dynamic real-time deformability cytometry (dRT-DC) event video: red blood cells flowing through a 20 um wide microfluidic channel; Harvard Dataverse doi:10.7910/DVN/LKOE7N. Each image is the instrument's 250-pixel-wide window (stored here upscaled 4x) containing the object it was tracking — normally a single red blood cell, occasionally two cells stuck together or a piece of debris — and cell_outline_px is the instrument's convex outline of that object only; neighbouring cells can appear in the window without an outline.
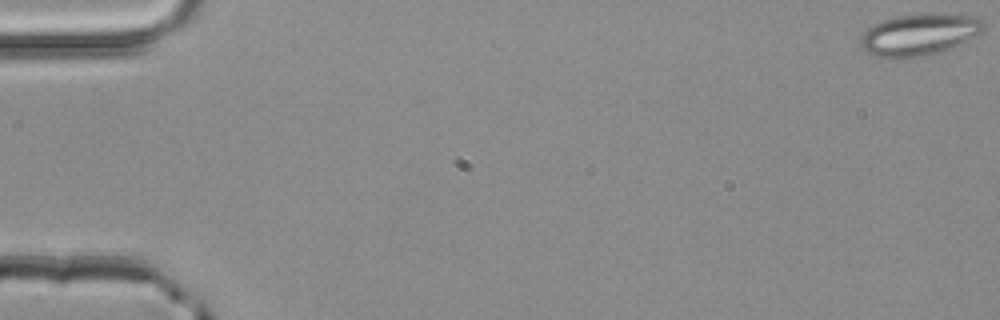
{"species": "common noctule bat (a hibernating species)", "species_latin": "Nyctalus noctula", "temperature_condition": "room temperature", "stored_images_in_passage": 52, "camera_frame_rate_fps": 3000, "um_per_image_px": 0.085, "animal": {"sex": "male", "body_mass_g": 20.4}, "frame": {"image": 1, "passage_image": 1, "time_ms": 0.0, "image_size_px": [1000, 320], "cell_outline_px": [[984, 28], [980, 32], [960, 44], [940, 52], [896, 60], [872, 56], [860, 44], [860, 36], [868, 28], [880, 20], [896, 16], [980, 16], [984, 20]], "centroid_in_image_um": [78.06, 2.99], "position_along_channel_um": 6.9, "area_um2": 29.25}}
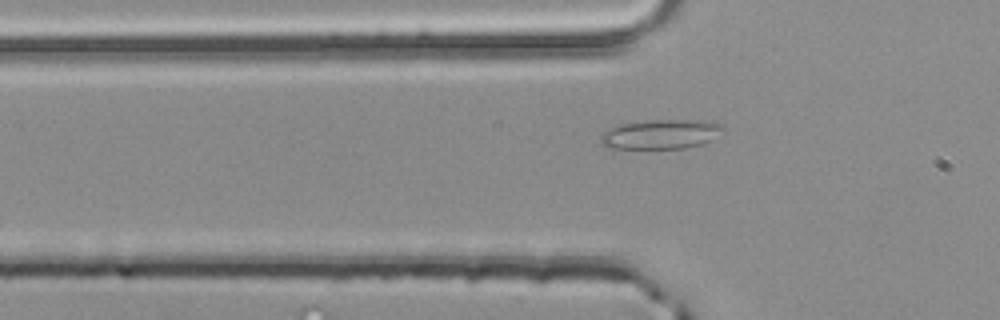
{"frame": {"image": 2, "passage_image": 18, "time_ms": 5.667, "image_size_px": [1000, 320], "cell_outline_px": [[724, 128], [708, 140], [700, 144], [684, 148], [612, 148], [604, 144], [600, 140], [600, 136], [604, 132], [620, 124], [648, 120], [704, 120], [724, 124]], "centroid_in_image_um": [56.16, 11.39], "position_along_channel_um": 69.6, "area_um2": 20.58}}
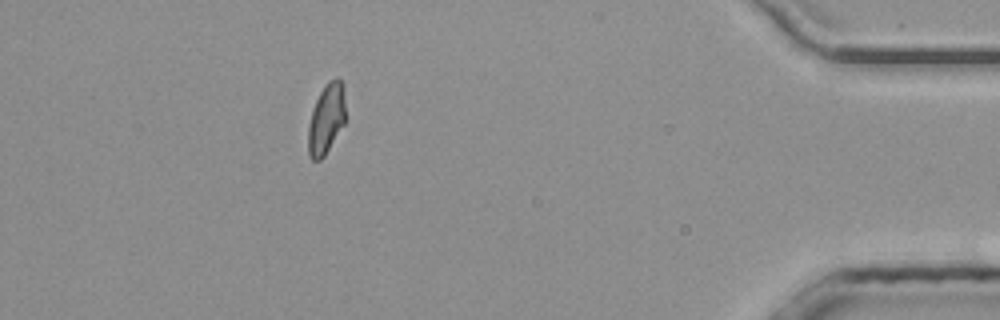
{"frame": {"image": 3, "passage_image": 47, "time_ms": 15.333, "image_size_px": [1000, 320], "cell_outline_px": [[348, 120], [324, 156], [320, 160], [312, 160], [308, 156], [308, 124], [312, 108], [324, 84], [328, 80], [336, 76], [344, 84]], "centroid_in_image_um": [27.78, 10.06], "position_along_channel_um": 407.4, "area_um2": 16.18}, "authors_computed_cell_mechanics": {"area_um2": 16.4441, "velocity_mm_per_s": 4.0487, "shape_relaxation_time_tau1_ms": null, "shape_relaxation_time_tau2_ms": 1.0956, "deformation_change_tau1": null, "deformation_change_tau2": 0.0827}}